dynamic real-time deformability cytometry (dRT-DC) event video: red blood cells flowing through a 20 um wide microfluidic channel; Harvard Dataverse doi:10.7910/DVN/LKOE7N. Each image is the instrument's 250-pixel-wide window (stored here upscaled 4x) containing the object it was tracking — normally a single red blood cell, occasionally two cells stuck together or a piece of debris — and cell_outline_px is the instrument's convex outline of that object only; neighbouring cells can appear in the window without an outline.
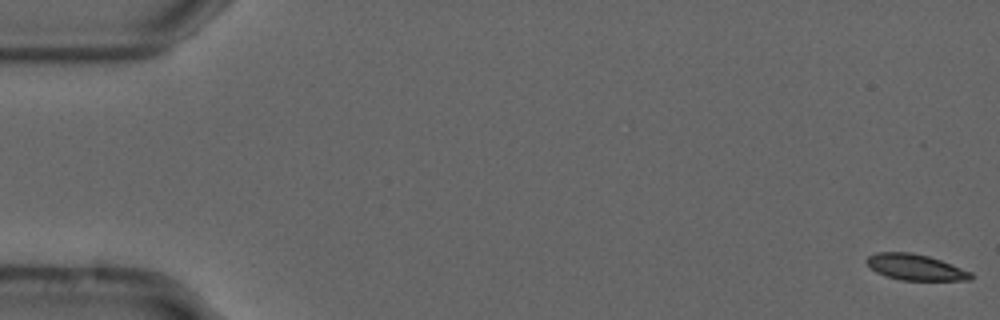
{"species": "common noctule bat (a hibernating species)", "species_latin": "Nyctalus noctula", "temperature_condition": "cold", "stored_images_in_passage": 56, "camera_frame_rate_fps": 3000, "um_per_image_px": 0.085, "animal": {"sex": "male", "forearm_length_mm": 52.5}, "frame": {"image": 1, "passage_image": 1, "time_ms": 0.0, "image_size_px": [1000, 320], "cell_outline_px": [[972, 280], [900, 280], [884, 276], [876, 272], [864, 260], [868, 256], [876, 252], [912, 252], [928, 256], [952, 264], [972, 272]], "centroid_in_image_um": [77.79, 22.71], "position_along_channel_um": 7.2, "area_um2": 15.84}}
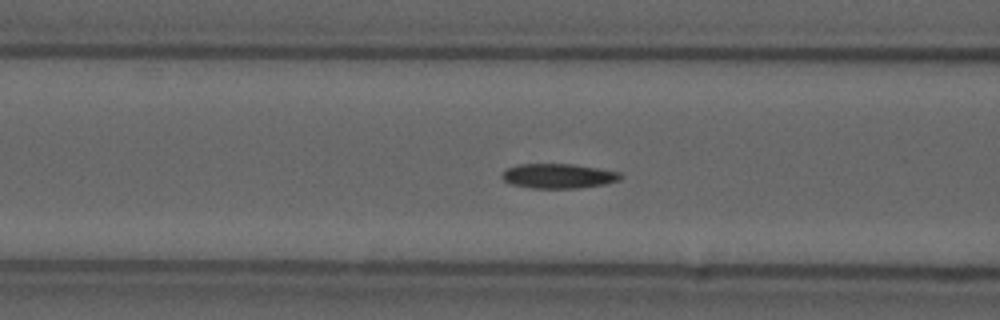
{"frame": {"image": 2, "passage_image": 22, "time_ms": 7.0, "image_size_px": [1000, 320], "cell_outline_px": [[620, 180], [604, 184], [580, 188], [532, 188], [508, 184], [500, 176], [508, 168], [516, 164], [572, 164], [620, 172]], "centroid_in_image_um": [47.42, 14.96], "position_along_channel_um": 119.2, "area_um2": 16.99}}
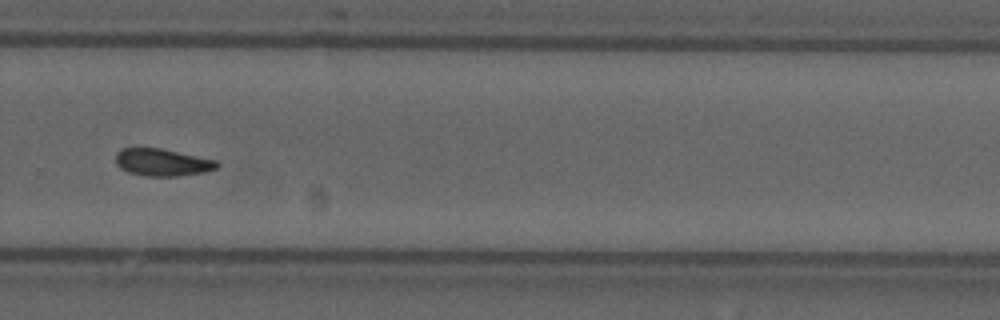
{"frame": {"image": 3, "passage_image": 38, "time_ms": 12.333, "image_size_px": [1000, 320], "cell_outline_px": [[220, 164], [216, 168], [204, 172], [176, 176], [144, 176], [128, 172], [120, 168], [116, 164], [116, 152], [120, 148], [160, 148], [216, 160]], "centroid_in_image_um": [13.76, 13.8], "position_along_channel_um": 316.0, "area_um2": 16.07}, "authors_computed_cell_mechanics": {"area_um2": 16.3574, "velocity_mm_per_s": 3.7004, "shape_relaxation_time_tau1_ms": 9.808, "shape_relaxation_time_tau2_ms": null, "deformation_change_tau1": 0.168, "deformation_change_tau2": null}}